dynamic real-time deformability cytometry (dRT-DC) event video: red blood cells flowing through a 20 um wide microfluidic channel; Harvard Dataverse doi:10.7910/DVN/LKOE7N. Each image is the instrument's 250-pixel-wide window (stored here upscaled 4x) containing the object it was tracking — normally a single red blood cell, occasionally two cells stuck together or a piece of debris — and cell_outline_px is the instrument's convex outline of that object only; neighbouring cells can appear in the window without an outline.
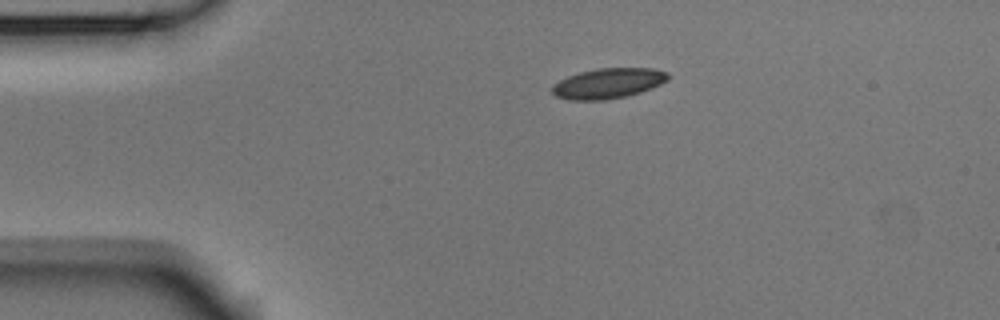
{"species": "Egyptian fruit bat (a non-hibernating species)", "species_latin": "Rousettus aegyptiacus", "temperature_condition": "room temperature", "stored_images_in_passage": 44, "camera_frame_rate_fps": 3000, "um_per_image_px": 0.085, "animal": {"sex": "male"}, "frame": {"image": 1, "passage_image": 1, "time_ms": 0.0, "image_size_px": [1000, 320], "cell_outline_px": [[668, 80], [660, 84], [640, 92], [624, 96], [604, 100], [568, 100], [556, 96], [552, 92], [552, 84], [568, 76], [580, 72], [596, 68], [652, 68], [668, 72]], "centroid_in_image_um": [51.67, 7.08], "position_along_channel_um": 33.3, "area_um2": 20.35}}
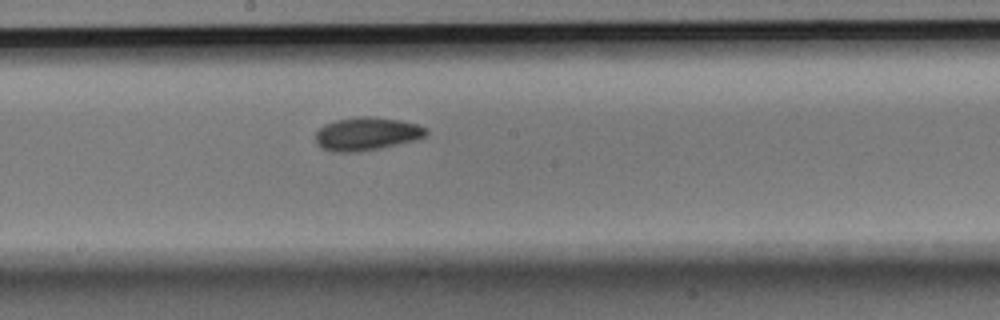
{"frame": {"image": 2, "passage_image": 19, "time_ms": 6.0, "image_size_px": [1000, 320], "cell_outline_px": [[428, 136], [416, 140], [380, 148], [356, 152], [332, 152], [320, 148], [316, 144], [316, 132], [324, 124], [336, 120], [356, 116], [372, 116], [400, 120], [416, 124], [428, 128]], "centroid_in_image_um": [31.18, 11.37], "position_along_channel_um": 217.0, "area_um2": 21.68}}
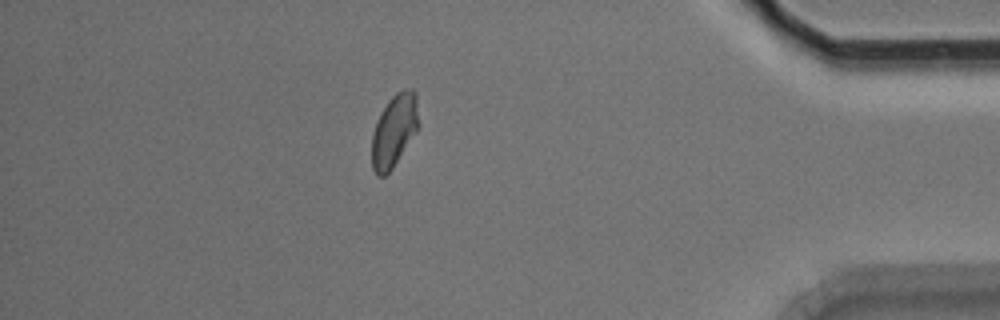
{"frame": {"image": 3, "passage_image": 37, "time_ms": 12.0, "image_size_px": [1000, 320], "cell_outline_px": [[420, 124], [392, 168], [384, 176], [376, 176], [372, 168], [372, 136], [376, 120], [380, 112], [388, 100], [396, 92], [404, 88], [412, 88], [416, 92]], "centroid_in_image_um": [33.5, 11.04], "position_along_channel_um": 401.7, "area_um2": 19.88}, "authors_computed_cell_mechanics": {"area_um2": 20.3167, "velocity_mm_per_s": 3.7525, "shape_relaxation_time_tau1_ms": 3.8037, "shape_relaxation_time_tau2_ms": 2.314, "deformation_change_tau1": 0.0976, "deformation_change_tau2": 0.0432}}